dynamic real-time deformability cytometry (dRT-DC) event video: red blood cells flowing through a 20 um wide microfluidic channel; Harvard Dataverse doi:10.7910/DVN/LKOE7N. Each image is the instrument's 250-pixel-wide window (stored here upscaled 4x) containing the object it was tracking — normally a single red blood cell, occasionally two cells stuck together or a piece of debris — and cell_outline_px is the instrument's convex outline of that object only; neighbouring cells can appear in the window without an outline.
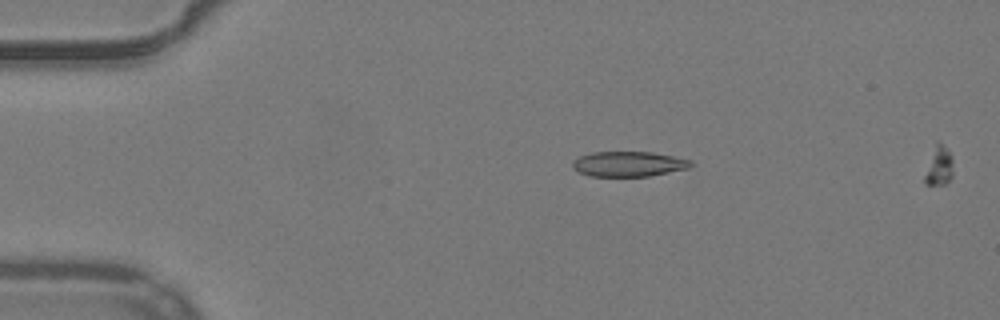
{"species": "common noctule bat (a hibernating species)", "species_latin": "Nyctalus noctula", "temperature_condition": "warm", "stored_images_in_passage": 45, "camera_frame_rate_fps": 3000, "um_per_image_px": 0.085, "animal": {"sex": "male", "body_mass_g": 19.2, "forearm_length_mm": 51.8}, "frame": {"image": 1, "passage_image": 3, "time_ms": 0.667, "image_size_px": [1000, 320], "cell_outline_px": [[692, 164], [688, 168], [648, 176], [588, 176], [572, 168], [572, 160], [580, 156], [592, 152], [652, 152], [692, 160]], "centroid_in_image_um": [53.39, 13.93], "position_along_channel_um": 31.6, "area_um2": 17.22}}
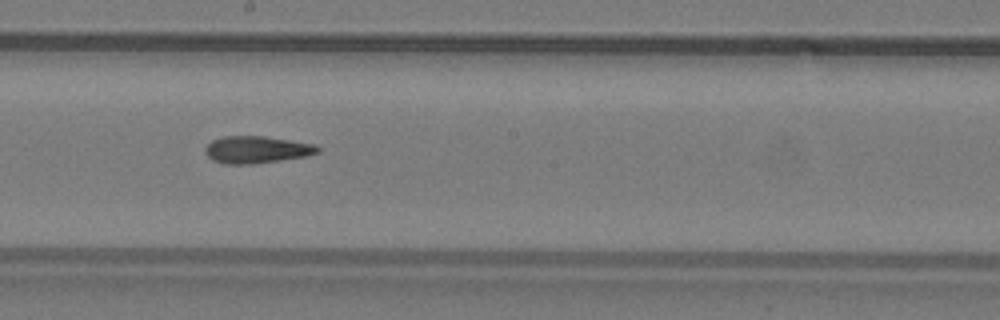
{"frame": {"image": 2, "passage_image": 22, "time_ms": 7.0, "image_size_px": [1000, 320], "cell_outline_px": [[320, 152], [304, 156], [280, 160], [252, 164], [224, 164], [212, 160], [208, 156], [204, 148], [212, 140], [224, 136], [264, 136], [316, 144], [320, 148]], "centroid_in_image_um": [21.81, 12.72], "position_along_channel_um": 226.4, "area_um2": 17.74}}
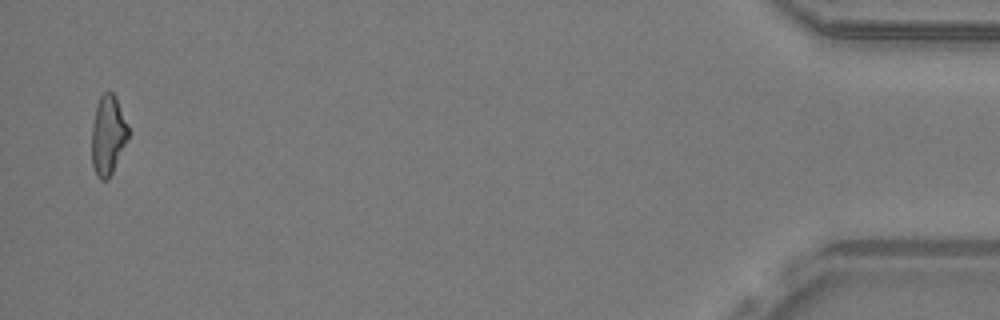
{"frame": {"image": 3, "passage_image": 44, "time_ms": 14.333, "image_size_px": [1000, 320], "cell_outline_px": [[128, 136], [112, 172], [108, 180], [100, 180], [96, 176], [92, 164], [92, 124], [96, 104], [100, 96], [104, 92], [112, 92], [116, 96], [128, 124]], "centroid_in_image_um": [9.16, 11.46], "position_along_channel_um": 426.0, "area_um2": 16.88}}